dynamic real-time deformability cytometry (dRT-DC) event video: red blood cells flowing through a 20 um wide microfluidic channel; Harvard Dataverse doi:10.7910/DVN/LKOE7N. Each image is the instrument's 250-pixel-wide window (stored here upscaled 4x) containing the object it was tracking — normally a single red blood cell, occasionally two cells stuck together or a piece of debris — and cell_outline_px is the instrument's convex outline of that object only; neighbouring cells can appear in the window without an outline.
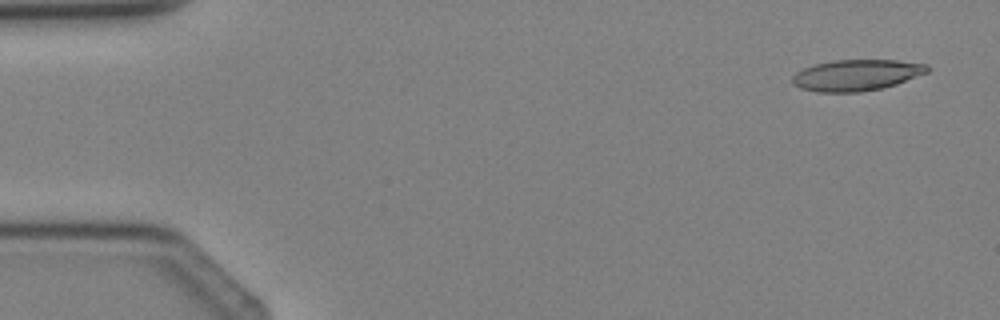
{"species": "Egyptian fruit bat (a non-hibernating species)", "species_latin": "Rousettus aegyptiacus", "temperature_condition": "cold", "stored_images_in_passage": 3, "camera_frame_rate_fps": 3000, "um_per_image_px": 0.085, "animal": {"sex": "female"}, "frame": {"image": 1, "passage_image": 1, "time_ms": 0.0, "image_size_px": [1000, 320], "cell_outline_px": [[928, 72], [896, 84], [880, 88], [860, 92], [816, 92], [800, 88], [792, 84], [792, 76], [796, 72], [812, 64], [832, 60], [896, 60], [928, 64]], "centroid_in_image_um": [72.76, 6.38], "position_along_channel_um": 12.2, "area_um2": 24.57}}